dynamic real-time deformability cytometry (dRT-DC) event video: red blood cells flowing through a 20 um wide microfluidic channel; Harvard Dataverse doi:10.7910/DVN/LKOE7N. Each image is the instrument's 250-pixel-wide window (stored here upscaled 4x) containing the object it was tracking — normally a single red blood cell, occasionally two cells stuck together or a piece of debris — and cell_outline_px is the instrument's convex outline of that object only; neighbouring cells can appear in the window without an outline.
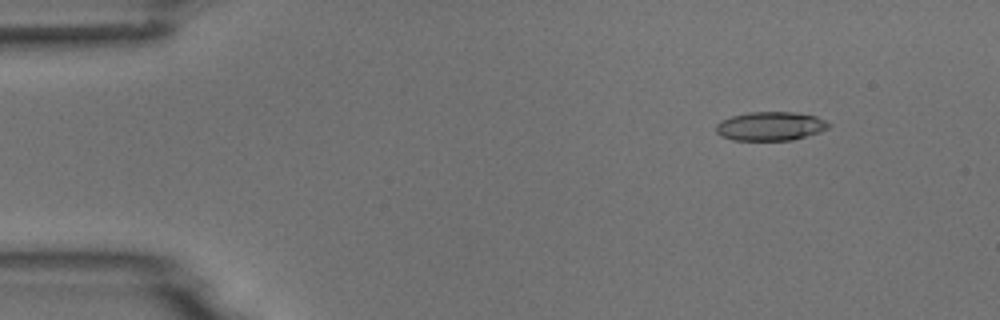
{"species": "common noctule bat (a hibernating species)", "species_latin": "Nyctalus noctula", "temperature_condition": "room temperature", "stored_images_in_passage": 8, "camera_frame_rate_fps": 3000, "um_per_image_px": 0.085, "animal": {"sex": "male", "body_mass_g": 18.8}, "frame": {"image": 1, "passage_image": 2, "time_ms": 1.333, "image_size_px": [1000, 320], "cell_outline_px": [[828, 128], [820, 132], [792, 140], [732, 140], [720, 136], [716, 132], [716, 124], [720, 120], [732, 116], [748, 112], [792, 112], [816, 116], [824, 120], [828, 124]], "centroid_in_image_um": [65.44, 10.73], "position_along_channel_um": 19.6, "area_um2": 18.9}}